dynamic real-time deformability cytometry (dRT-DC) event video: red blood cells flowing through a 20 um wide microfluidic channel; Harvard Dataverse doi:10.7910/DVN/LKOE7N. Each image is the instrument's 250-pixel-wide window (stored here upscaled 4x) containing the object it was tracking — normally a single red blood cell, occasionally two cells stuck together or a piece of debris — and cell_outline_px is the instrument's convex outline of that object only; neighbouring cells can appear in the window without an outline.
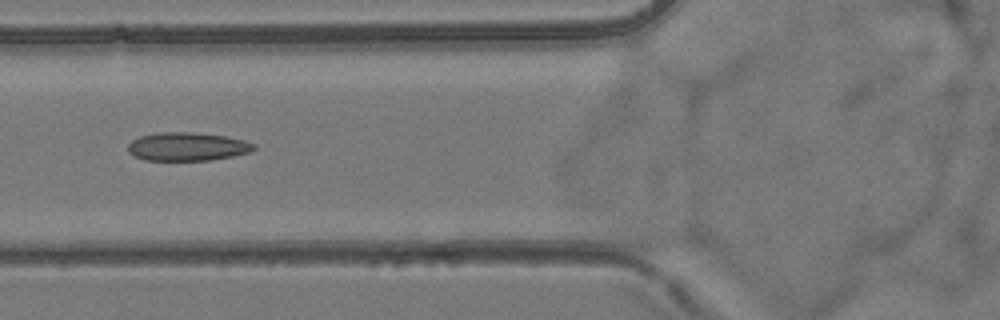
{"species": "common noctule bat (a hibernating species)", "species_latin": "Nyctalus noctula", "temperature_condition": "room temperature", "stored_images_in_passage": 5, "camera_frame_rate_fps": 3000, "um_per_image_px": 0.085, "animal": {"sex": "female", "body_mass_g": 24.6, "forearm_length_mm": 56.2}, "frame": {"image": 1, "passage_image": 5, "time_ms": 4.667, "image_size_px": [1000, 320], "cell_outline_px": [[256, 148], [252, 152], [232, 156], [208, 160], [144, 160], [128, 152], [128, 144], [132, 140], [140, 136], [160, 132], [196, 132], [224, 136], [244, 140], [256, 144]], "centroid_in_image_um": [15.94, 12.45], "position_along_channel_um": 109.9, "area_um2": 20.87}}